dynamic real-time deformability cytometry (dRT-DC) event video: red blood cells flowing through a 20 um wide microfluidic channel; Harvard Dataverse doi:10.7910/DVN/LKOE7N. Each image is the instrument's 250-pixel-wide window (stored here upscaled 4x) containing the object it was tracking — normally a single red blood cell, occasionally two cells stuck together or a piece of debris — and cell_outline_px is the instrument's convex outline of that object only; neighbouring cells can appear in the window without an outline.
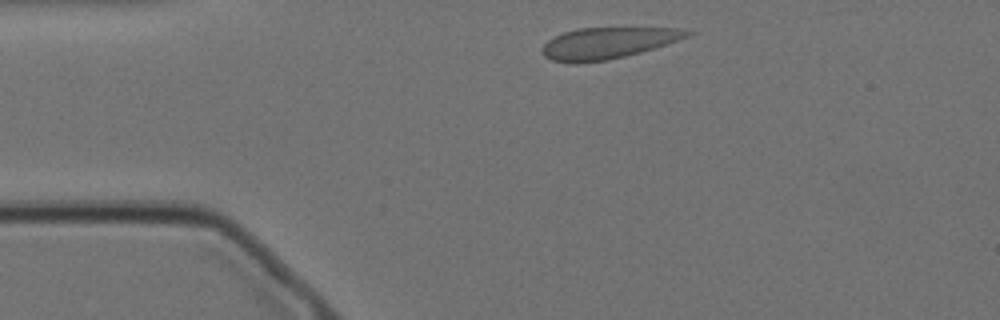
{"species": "Egyptian fruit bat (a non-hibernating species)", "species_latin": "Rousettus aegyptiacus", "temperature_condition": "cold", "stored_images_in_passage": 45, "camera_frame_rate_fps": 3000, "um_per_image_px": 0.085, "animal": {"sex": "female"}, "frame": {"image": 1, "passage_image": 4, "time_ms": 1.0, "image_size_px": [1000, 320], "cell_outline_px": [[696, 32], [688, 36], [668, 44], [640, 52], [608, 60], [576, 64], [552, 60], [544, 56], [540, 52], [544, 44], [548, 40], [564, 32], [576, 28], [676, 28]], "centroid_in_image_um": [51.63, 3.67], "position_along_channel_um": 33.4, "area_um2": 26.47}}
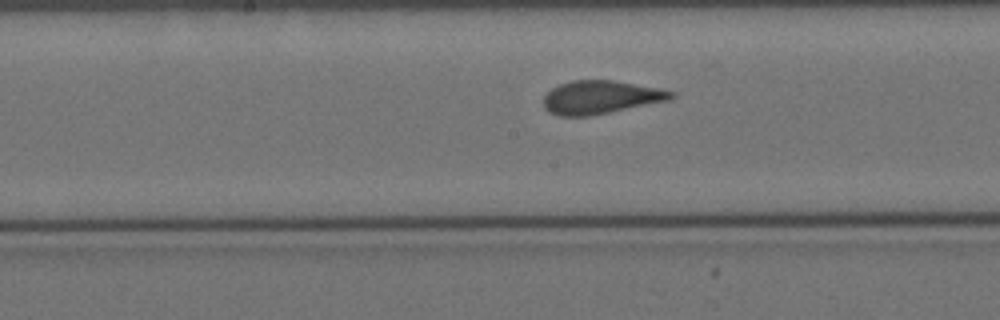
{"frame": {"image": 2, "passage_image": 21, "time_ms": 6.667, "image_size_px": [1000, 320], "cell_outline_px": [[676, 96], [672, 100], [588, 116], [560, 116], [548, 112], [544, 108], [544, 96], [552, 88], [560, 84], [572, 80], [612, 80], [656, 88], [672, 92]], "centroid_in_image_um": [51.03, 8.27], "position_along_channel_um": 197.2, "area_um2": 24.57}}
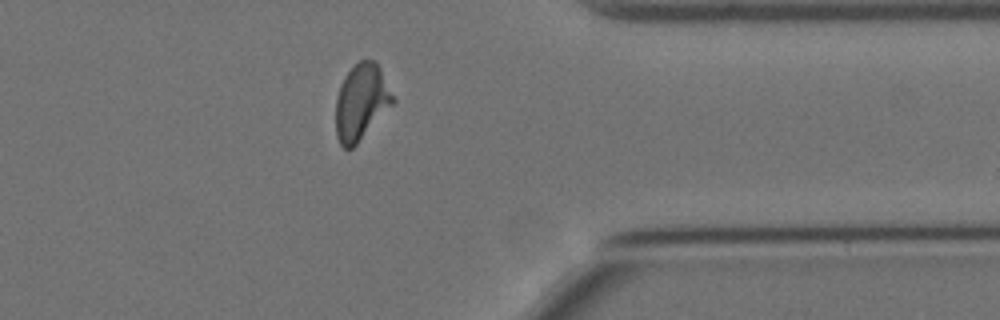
{"frame": {"image": 3, "passage_image": 38, "time_ms": 12.333, "image_size_px": [1000, 320], "cell_outline_px": [[396, 100], [356, 144], [352, 148], [344, 148], [340, 144], [336, 136], [336, 96], [340, 84], [348, 72], [360, 60], [376, 60]], "centroid_in_image_um": [30.7, 8.66], "position_along_channel_um": 380.7, "area_um2": 24.97}, "authors_computed_cell_mechanics": {"area_um2": 25.0852, "velocity_mm_per_s": 3.4847, "shape_relaxation_time_tau1_ms": 9.2835, "shape_relaxation_time_tau2_ms": null, "deformation_change_tau1": 0.1656, "deformation_change_tau2": null}}